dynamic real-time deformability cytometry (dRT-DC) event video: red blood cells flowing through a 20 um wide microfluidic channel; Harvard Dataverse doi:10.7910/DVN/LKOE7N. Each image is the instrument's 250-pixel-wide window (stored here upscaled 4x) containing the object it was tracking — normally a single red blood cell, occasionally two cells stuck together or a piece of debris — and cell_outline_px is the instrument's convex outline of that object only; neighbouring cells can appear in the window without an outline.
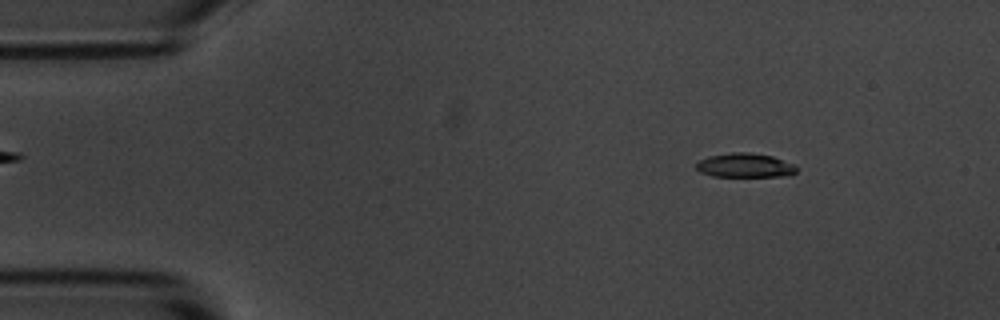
{"species": "common noctule bat (a hibernating species)", "species_latin": "Nyctalus noctula", "temperature_condition": "room temperature", "stored_images_in_passage": 55, "camera_frame_rate_fps": 3000, "um_per_image_px": 0.085, "animal": {"sex": "male", "body_mass_g": 20.1, "forearm_length_mm": 53.5}, "frame": {"image": 1, "passage_image": 7, "time_ms": 2.0, "image_size_px": [1000, 320], "cell_outline_px": [[796, 172], [792, 176], [712, 176], [700, 172], [696, 168], [696, 164], [700, 160], [708, 156], [732, 152], [748, 152], [772, 156], [796, 164]], "centroid_in_image_um": [63.35, 14.05], "position_along_channel_um": 21.6, "area_um2": 14.22}}
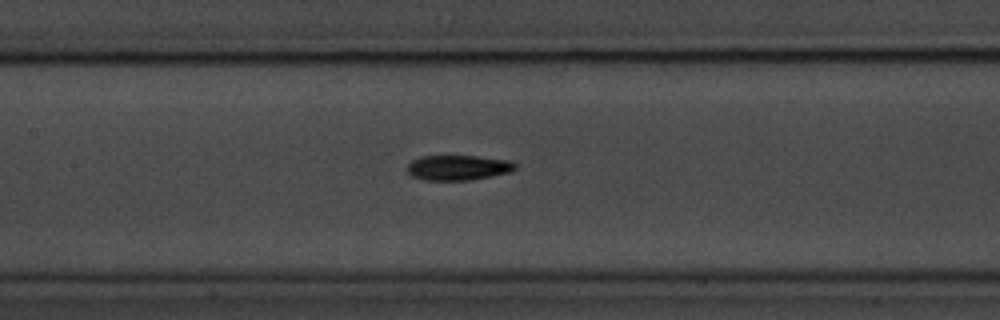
{"frame": {"image": 2, "passage_image": 25, "time_ms": 8.0, "image_size_px": [1000, 320], "cell_outline_px": [[516, 168], [512, 172], [472, 180], [424, 180], [412, 176], [404, 168], [412, 160], [420, 156], [476, 156], [508, 160], [516, 164]], "centroid_in_image_um": [38.92, 14.25], "position_along_channel_um": 168.5, "area_um2": 15.95}}
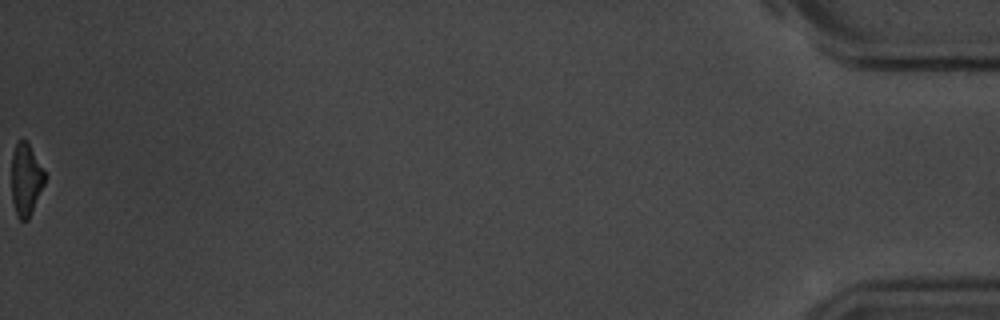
{"frame": {"image": 3, "passage_image": 55, "time_ms": 18.0, "image_size_px": [1000, 320], "cell_outline_px": [[44, 184], [28, 220], [20, 220], [16, 216], [12, 200], [12, 152], [16, 140], [28, 140], [44, 172]], "centroid_in_image_um": [2.17, 15.23], "position_along_channel_um": 433.0, "area_um2": 13.99}, "authors_computed_cell_mechanics": {"area_um2": 15.5482, "velocity_mm_per_s": 3.6706, "shape_relaxation_time_tau1_ms": 3.4201, "shape_relaxation_time_tau2_ms": 5.4234, "deformation_change_tau1": 0.1532, "deformation_change_tau2": 0.1336}}